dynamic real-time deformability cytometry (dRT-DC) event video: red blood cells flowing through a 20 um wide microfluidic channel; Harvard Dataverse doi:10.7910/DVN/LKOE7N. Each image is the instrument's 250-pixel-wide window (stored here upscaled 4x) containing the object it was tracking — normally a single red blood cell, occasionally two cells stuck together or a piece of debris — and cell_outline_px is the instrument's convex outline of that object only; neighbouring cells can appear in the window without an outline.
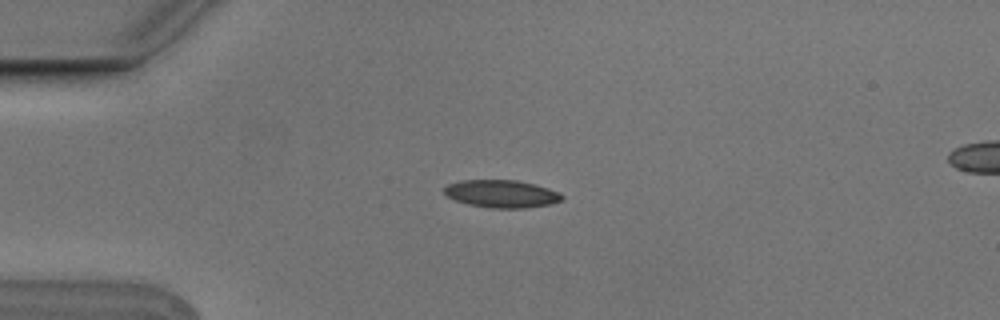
{"species": "Egyptian fruit bat (a non-hibernating species)", "species_latin": "Rousettus aegyptiacus", "temperature_condition": "cold", "stored_images_in_passage": 4, "camera_frame_rate_fps": 3000, "um_per_image_px": 0.085, "animal": {"sex": "male"}, "frame": {"image": 1, "passage_image": 1, "time_ms": 0.0, "image_size_px": [1000, 320], "cell_outline_px": [[564, 196], [560, 200], [548, 204], [524, 208], [492, 208], [468, 204], [456, 200], [448, 196], [444, 192], [444, 188], [448, 184], [460, 180], [516, 180], [536, 184], [560, 192]], "centroid_in_image_um": [42.63, 16.46], "position_along_channel_um": 42.4, "area_um2": 18.84}}
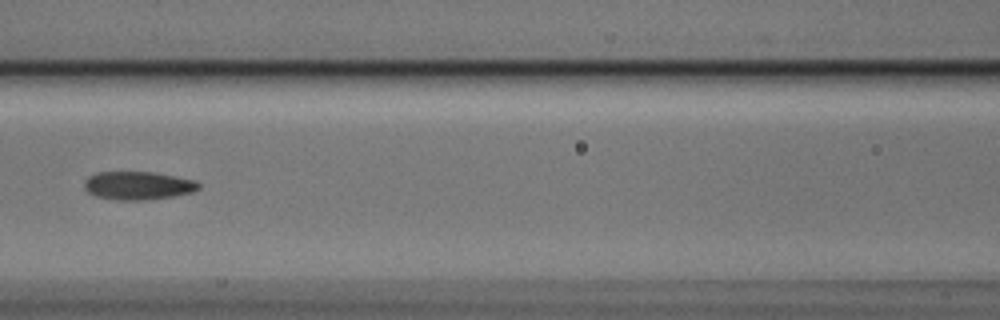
{"frame": {"image": 2, "passage_image": 4, "time_ms": 1.0, "image_size_px": [1000, 320], "cell_outline_px": [[200, 188], [192, 192], [172, 196], [144, 200], [120, 200], [96, 196], [88, 192], [84, 188], [84, 180], [88, 176], [96, 172], [152, 172], [196, 180], [200, 184]], "centroid_in_image_um": [11.71, 15.76], "position_along_channel_um": 154.9, "area_um2": 18.79}}